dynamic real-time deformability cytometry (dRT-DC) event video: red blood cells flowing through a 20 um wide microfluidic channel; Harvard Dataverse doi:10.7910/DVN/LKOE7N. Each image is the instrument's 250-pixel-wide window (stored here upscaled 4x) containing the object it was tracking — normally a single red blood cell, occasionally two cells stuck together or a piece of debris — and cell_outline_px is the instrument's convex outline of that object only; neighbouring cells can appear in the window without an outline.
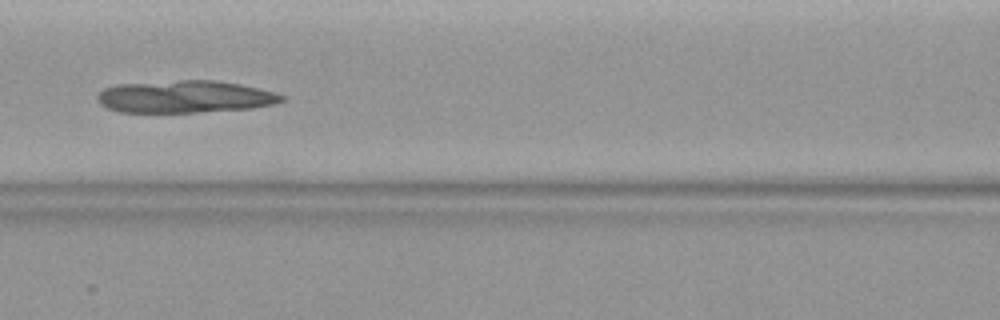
{"species": "common noctule bat (a hibernating species)", "species_latin": "Nyctalus noctula", "temperature_condition": "warm", "stored_images_in_passage": 33, "camera_frame_rate_fps": 3000, "um_per_image_px": 0.085, "animal": {"sex": "female", "body_mass_g": 19.9}, "frame": {"image": 1, "passage_image": 10, "time_ms": 3.0, "image_size_px": [1000, 320], "cell_outline_px": [[284, 100], [272, 104], [252, 108], [200, 112], [120, 112], [108, 108], [100, 104], [96, 96], [104, 88], [116, 84], [180, 80], [216, 80], [240, 84], [272, 92], [284, 96]], "centroid_in_image_um": [15.67, 8.22], "position_along_channel_um": 150.9, "area_um2": 34.56}}